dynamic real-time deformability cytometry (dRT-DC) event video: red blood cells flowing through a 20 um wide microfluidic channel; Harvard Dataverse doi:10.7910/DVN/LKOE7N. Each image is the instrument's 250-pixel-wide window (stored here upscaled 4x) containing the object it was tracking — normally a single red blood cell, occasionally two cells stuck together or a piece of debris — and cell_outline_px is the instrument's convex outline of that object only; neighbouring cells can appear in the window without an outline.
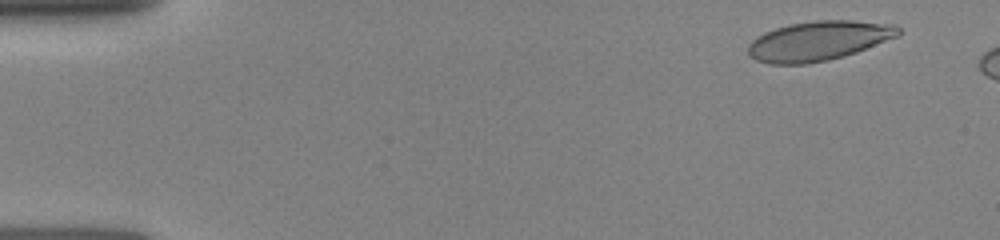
{"species": "human", "species_latin": "Homo sapiens", "temperature_condition": "room temperature", "stored_images_in_passage": 10, "camera_frame_rate_fps": 3000, "um_per_image_px": 0.085, "donor": {"sex": "female"}, "frame": {"image": 1, "passage_image": 4, "time_ms": 1.0, "image_size_px": [1000, 240], "cell_outline_px": [[900, 36], [856, 52], [844, 56], [828, 60], [804, 64], [768, 64], [756, 60], [748, 56], [748, 44], [756, 36], [764, 32], [788, 24], [816, 20], [852, 20], [896, 24], [900, 28]], "centroid_in_image_um": [69.58, 3.47], "position_along_channel_um": 15.4, "area_um2": 34.97}}